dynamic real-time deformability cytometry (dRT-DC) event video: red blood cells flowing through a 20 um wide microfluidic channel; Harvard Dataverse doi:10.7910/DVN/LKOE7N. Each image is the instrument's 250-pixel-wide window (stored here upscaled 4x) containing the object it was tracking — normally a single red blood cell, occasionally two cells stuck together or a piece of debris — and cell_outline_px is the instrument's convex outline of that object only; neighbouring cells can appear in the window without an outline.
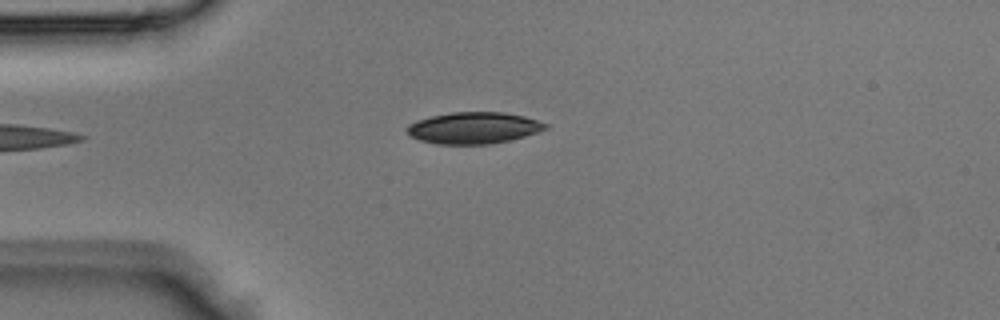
{"species": "Egyptian fruit bat (a non-hibernating species)", "species_latin": "Rousettus aegyptiacus", "temperature_condition": "room temperature", "stored_images_in_passage": 4, "camera_frame_rate_fps": 3000, "um_per_image_px": 0.085, "animal": {"sex": "male"}, "frame": {"image": 1, "passage_image": 3, "time_ms": 0.667, "image_size_px": [1000, 320], "cell_outline_px": [[548, 128], [524, 136], [492, 144], [436, 144], [420, 140], [412, 136], [404, 128], [408, 124], [416, 120], [432, 116], [452, 112], [504, 112], [524, 116], [548, 124]], "centroid_in_image_um": [40.24, 10.87], "position_along_channel_um": 44.8, "area_um2": 25.37}}